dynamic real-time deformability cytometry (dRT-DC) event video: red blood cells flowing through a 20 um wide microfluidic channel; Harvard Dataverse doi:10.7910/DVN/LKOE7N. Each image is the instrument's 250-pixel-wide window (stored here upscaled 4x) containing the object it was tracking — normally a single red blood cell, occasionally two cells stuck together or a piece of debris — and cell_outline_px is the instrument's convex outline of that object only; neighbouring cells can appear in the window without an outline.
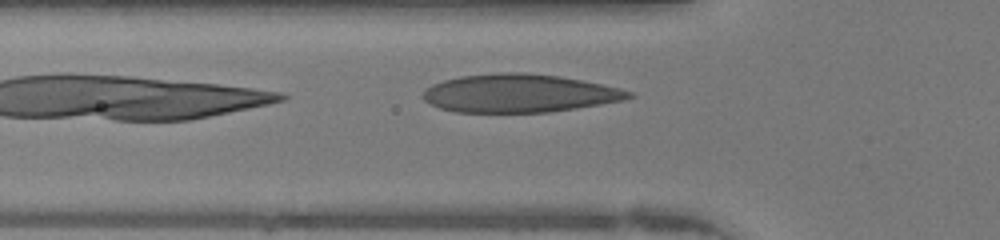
{"species": "human", "species_latin": "Homo sapiens", "temperature_condition": "warm", "stored_images_in_passage": 20, "camera_frame_rate_fps": 3000, "um_per_image_px": 0.085, "donor": {"sex": "female"}, "frame": {"image": 1, "passage_image": 3, "time_ms": 0.667, "image_size_px": [1000, 240], "cell_outline_px": [[636, 96], [624, 100], [576, 108], [548, 112], [456, 112], [440, 108], [424, 100], [424, 92], [432, 84], [444, 80], [460, 76], [500, 72], [524, 72], [560, 76], [620, 88], [632, 92]], "centroid_in_image_um": [44.16, 7.92], "position_along_channel_um": 81.6, "area_um2": 45.6}}
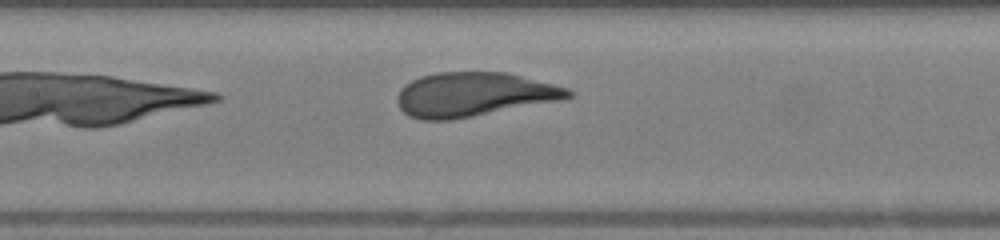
{"frame": {"image": 2, "passage_image": 9, "time_ms": 2.667, "image_size_px": [1000, 240], "cell_outline_px": [[572, 96], [564, 100], [452, 120], [420, 120], [408, 116], [400, 108], [396, 100], [396, 96], [400, 88], [412, 80], [420, 76], [436, 72], [508, 72], [568, 88], [572, 92]], "centroid_in_image_um": [40.26, 8.03], "position_along_channel_um": 167.1, "area_um2": 44.39}}
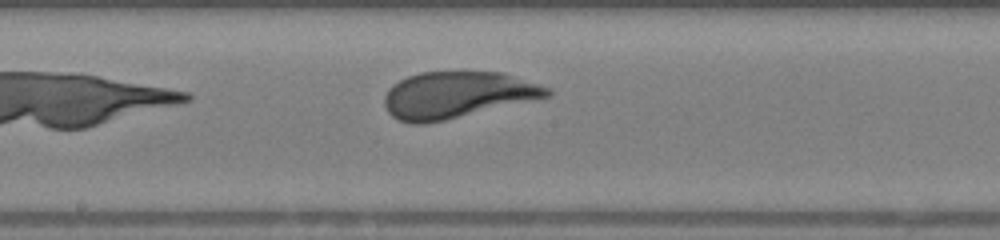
{"frame": {"image": 3, "passage_image": 12, "time_ms": 3.667, "image_size_px": [1000, 240], "cell_outline_px": [[552, 96], [444, 120], [424, 124], [412, 124], [396, 120], [388, 112], [384, 104], [384, 96], [388, 88], [392, 84], [408, 76], [420, 72], [504, 72], [552, 88]], "centroid_in_image_um": [38.86, 8.06], "position_along_channel_um": 209.3, "area_um2": 44.33}}